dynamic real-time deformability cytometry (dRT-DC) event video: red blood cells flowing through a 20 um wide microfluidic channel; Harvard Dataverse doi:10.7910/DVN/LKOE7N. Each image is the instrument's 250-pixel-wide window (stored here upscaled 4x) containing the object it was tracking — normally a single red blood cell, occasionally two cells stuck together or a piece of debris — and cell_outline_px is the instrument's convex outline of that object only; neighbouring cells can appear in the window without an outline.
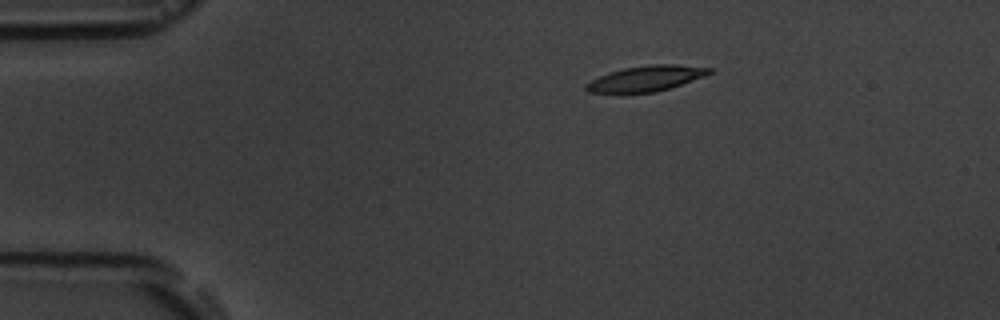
{"species": "common noctule bat (a hibernating species)", "species_latin": "Nyctalus noctula", "temperature_condition": "room temperature", "stored_images_in_passage": 6, "camera_frame_rate_fps": 3000, "um_per_image_px": 0.085, "animal": {"sex": "male", "body_mass_g": 19.5, "forearm_length_mm": 54.6}, "frame": {"image": 1, "passage_image": 1, "time_ms": 0.0, "image_size_px": [1000, 320], "cell_outline_px": [[712, 72], [704, 76], [656, 92], [588, 92], [584, 88], [584, 84], [600, 76], [624, 68], [652, 64], [676, 64], [712, 68]], "centroid_in_image_um": [54.92, 6.66], "position_along_channel_um": 30.1, "area_um2": 17.86}}
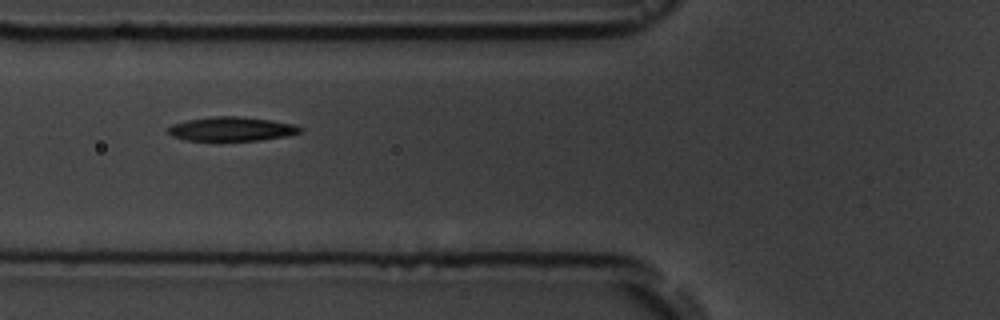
{"frame": {"image": 2, "passage_image": 4, "time_ms": 3.667, "image_size_px": [1000, 320], "cell_outline_px": [[304, 132], [288, 136], [260, 140], [184, 140], [172, 136], [168, 132], [168, 128], [172, 124], [188, 120], [212, 116], [240, 116], [272, 120], [296, 124], [304, 128]], "centroid_in_image_um": [19.76, 10.95], "position_along_channel_um": 106.0, "area_um2": 18.73}}
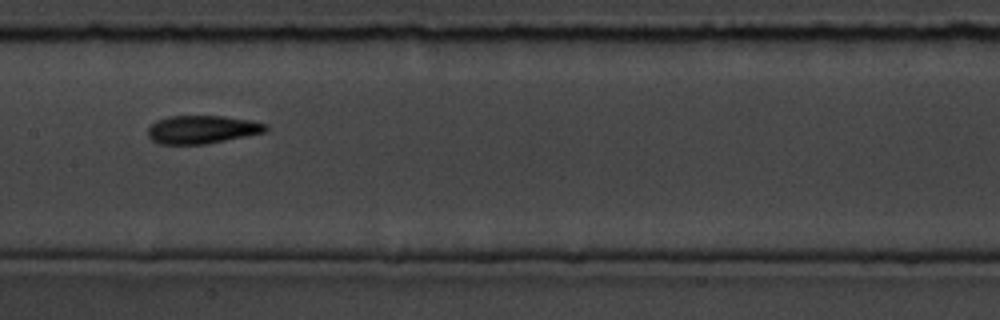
{"frame": {"image": 3, "passage_image": 6, "time_ms": 6.0, "image_size_px": [1000, 320], "cell_outline_px": [[268, 128], [264, 132], [204, 144], [160, 144], [152, 140], [148, 136], [148, 128], [156, 120], [168, 116], [224, 116], [252, 120], [268, 124]], "centroid_in_image_um": [17.16, 10.99], "position_along_channel_um": 190.2, "area_um2": 19.25}}